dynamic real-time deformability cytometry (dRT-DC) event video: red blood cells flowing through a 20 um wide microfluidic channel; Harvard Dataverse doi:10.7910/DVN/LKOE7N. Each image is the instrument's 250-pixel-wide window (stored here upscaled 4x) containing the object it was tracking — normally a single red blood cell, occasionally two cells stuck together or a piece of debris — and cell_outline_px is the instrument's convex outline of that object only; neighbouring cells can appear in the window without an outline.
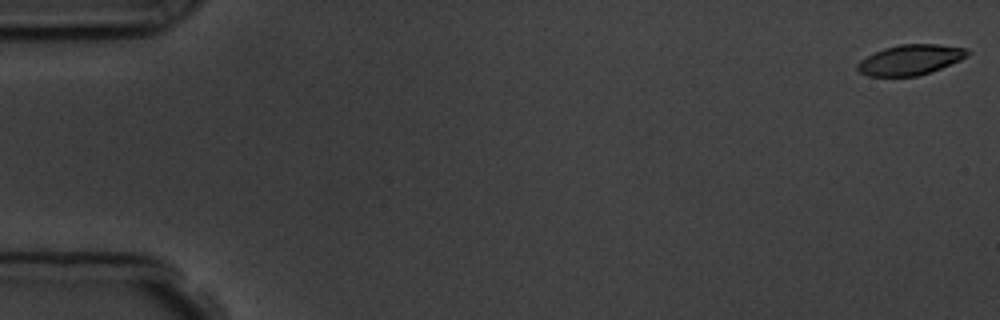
{"species": "common noctule bat (a hibernating species)", "species_latin": "Nyctalus noctula", "temperature_condition": "room temperature", "stored_images_in_passage": 7, "camera_frame_rate_fps": 3000, "um_per_image_px": 0.085, "animal": {"sex": "male", "body_mass_g": 19.5, "forearm_length_mm": 54.6}, "frame": {"image": 1, "passage_image": 1, "time_ms": 0.0, "image_size_px": [1000, 320], "cell_outline_px": [[972, 52], [968, 56], [960, 60], [940, 68], [916, 76], [868, 76], [860, 72], [856, 68], [856, 64], [860, 60], [884, 48], [900, 44], [936, 44], [968, 48]], "centroid_in_image_um": [77.4, 5.07], "position_along_channel_um": 7.6, "area_um2": 19.31}}
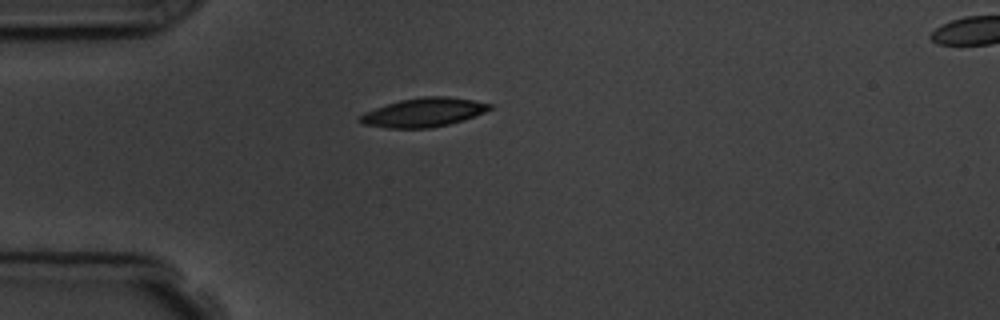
{"frame": {"image": 2, "passage_image": 5, "time_ms": 4.667, "image_size_px": [1000, 320], "cell_outline_px": [[492, 108], [484, 112], [464, 120], [432, 128], [388, 128], [364, 124], [356, 120], [364, 112], [400, 100], [424, 96], [448, 96], [472, 100], [492, 104]], "centroid_in_image_um": [36.01, 9.56], "position_along_channel_um": 49.0, "area_um2": 21.73}}